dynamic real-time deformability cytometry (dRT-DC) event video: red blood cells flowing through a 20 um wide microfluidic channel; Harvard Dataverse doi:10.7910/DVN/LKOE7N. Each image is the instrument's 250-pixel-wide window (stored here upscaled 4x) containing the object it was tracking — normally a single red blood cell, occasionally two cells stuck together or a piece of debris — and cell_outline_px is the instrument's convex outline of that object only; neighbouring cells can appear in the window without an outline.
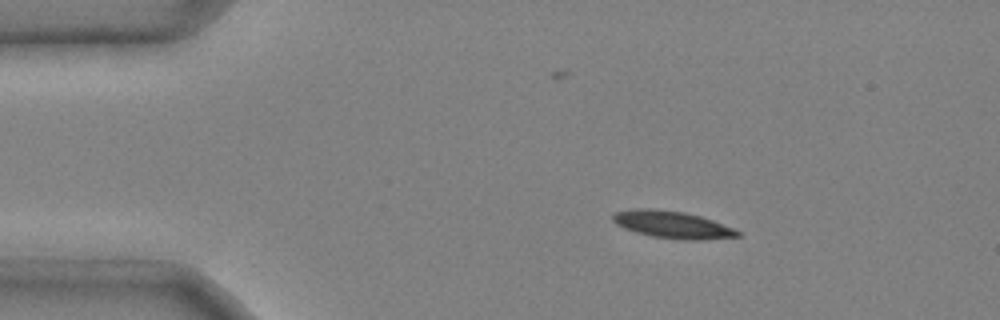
{"species": "common noctule bat (a hibernating species)", "species_latin": "Nyctalus noctula", "temperature_condition": "cold", "stored_images_in_passage": 41, "camera_frame_rate_fps": 3000, "um_per_image_px": 0.085, "animal": {"sex": "male", "body_mass_g": 20.4}, "frame": {"image": 1, "passage_image": 1, "time_ms": 0.0, "image_size_px": [1000, 320], "cell_outline_px": [[740, 236], [700, 240], [680, 240], [652, 236], [636, 232], [624, 228], [616, 224], [612, 220], [612, 216], [616, 212], [636, 208], [652, 208], [684, 212], [700, 216], [712, 220], [732, 228], [740, 232]], "centroid_in_image_um": [57.12, 19.09], "position_along_channel_um": 27.9, "area_um2": 19.65}}
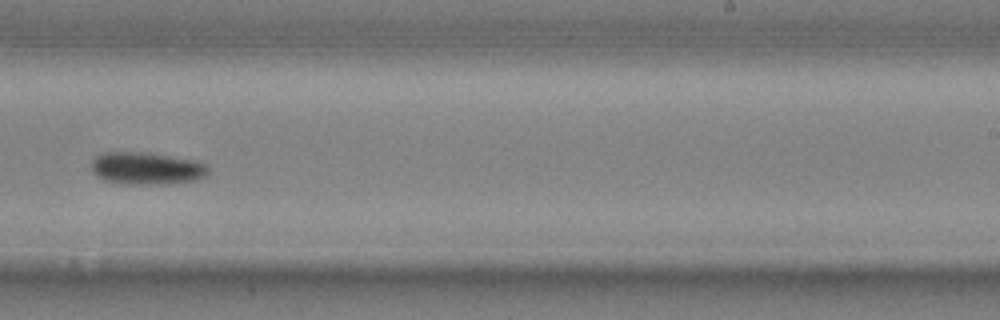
{"frame": {"image": 2, "passage_image": 24, "time_ms": 7.667, "image_size_px": [1000, 320], "cell_outline_px": [[208, 176], [196, 180], [164, 184], [132, 184], [104, 180], [96, 176], [92, 172], [92, 160], [96, 156], [104, 152], [148, 152], [200, 160], [208, 164]], "centroid_in_image_um": [12.52, 14.29], "position_along_channel_um": 276.5, "area_um2": 22.43}}
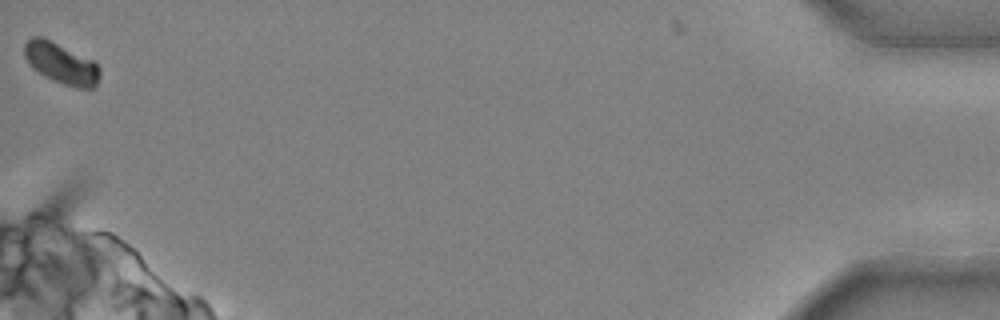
{"frame": {"image": 3, "passage_image": 41, "time_ms": 13.333, "image_size_px": [1000, 320], "cell_outline_px": [[100, 76], [96, 84], [92, 88], [80, 88], [64, 84], [52, 80], [44, 76], [32, 68], [28, 64], [24, 56], [24, 44], [32, 36], [40, 36], [96, 60], [100, 68]], "centroid_in_image_um": [5.21, 5.37], "position_along_channel_um": 430.0, "area_um2": 18.21}, "authors_computed_cell_mechanics": {"area_um2": 20.1722, "velocity_mm_per_s": 3.9649, "shape_relaxation_time_tau1_ms": 7.412, "shape_relaxation_time_tau2_ms": null, "deformation_change_tau1": 0.2195, "deformation_change_tau2": null}}